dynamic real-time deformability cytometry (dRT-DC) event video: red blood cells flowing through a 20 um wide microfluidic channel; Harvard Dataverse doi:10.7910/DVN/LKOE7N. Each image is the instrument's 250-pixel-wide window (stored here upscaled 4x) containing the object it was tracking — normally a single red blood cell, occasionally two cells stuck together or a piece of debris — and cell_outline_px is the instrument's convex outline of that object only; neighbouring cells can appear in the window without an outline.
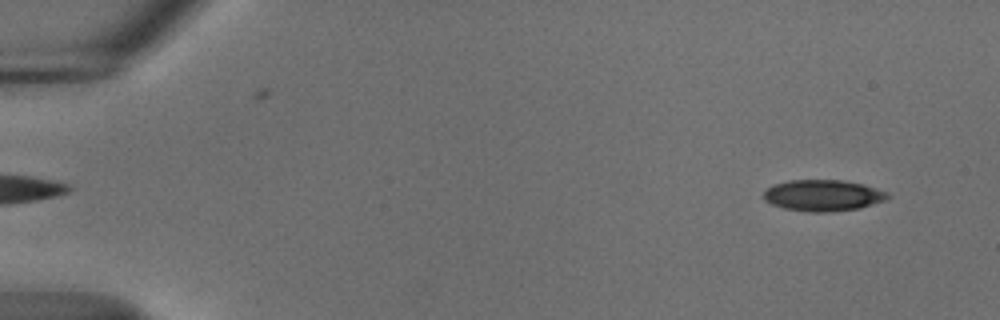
{"species": "common noctule bat (a hibernating species)", "species_latin": "Nyctalus noctula", "temperature_condition": "cold", "stored_images_in_passage": 55, "camera_frame_rate_fps": 3000, "um_per_image_px": 0.085, "animal": {"sex": "male", "body_mass_g": 18.8}, "frame": {"image": 1, "passage_image": 4, "time_ms": 1.0, "image_size_px": [1000, 320], "cell_outline_px": [[888, 200], [860, 208], [832, 212], [808, 212], [784, 208], [772, 204], [764, 200], [764, 192], [772, 184], [788, 180], [844, 180], [864, 184], [888, 192]], "centroid_in_image_um": [69.97, 16.61], "position_along_channel_um": 15.0, "area_um2": 22.83}}
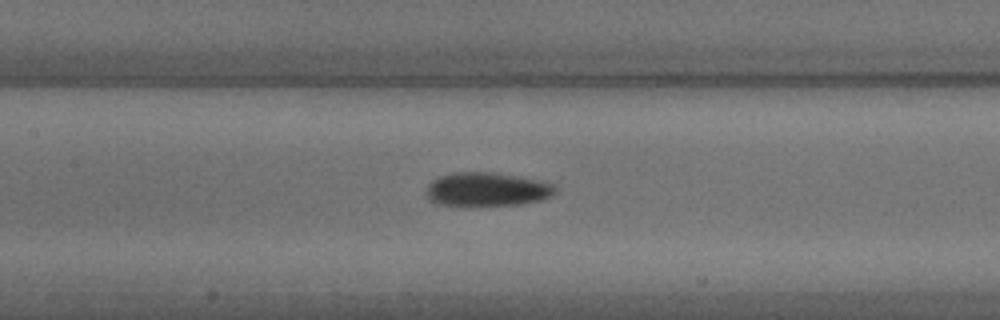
{"frame": {"image": 2, "passage_image": 26, "time_ms": 8.333, "image_size_px": [1000, 320], "cell_outline_px": [[556, 192], [552, 196], [544, 200], [520, 204], [476, 208], [436, 204], [428, 200], [428, 184], [432, 180], [440, 176], [456, 172], [492, 172], [520, 176], [544, 180], [556, 184]], "centroid_in_image_um": [41.45, 16.13], "position_along_channel_um": 166.0, "area_um2": 26.53}}
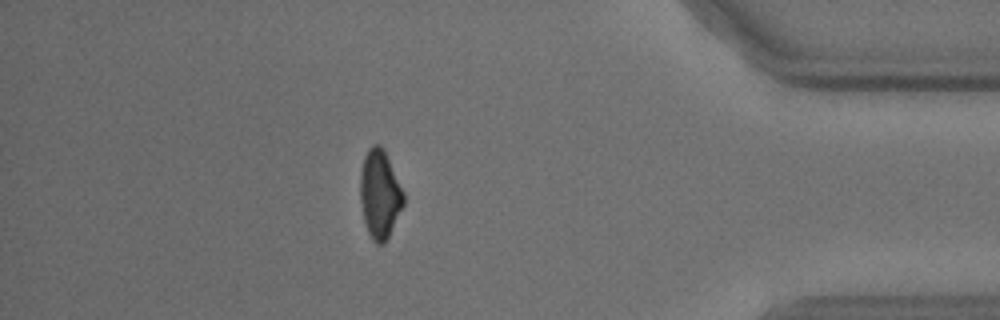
{"frame": {"image": 3, "passage_image": 48, "time_ms": 15.667, "image_size_px": [1000, 320], "cell_outline_px": [[404, 204], [384, 244], [376, 244], [372, 240], [368, 232], [364, 220], [360, 200], [360, 172], [364, 156], [368, 148], [372, 144], [380, 144], [384, 148], [404, 192]], "centroid_in_image_um": [32.27, 16.47], "position_along_channel_um": 402.9, "area_um2": 22.43}, "authors_computed_cell_mechanics": {"area_um2": 24.0448, "velocity_mm_per_s": 3.7059, "shape_relaxation_time_tau1_ms": 6.6574, "shape_relaxation_time_tau2_ms": null, "deformation_change_tau1": 0.1317, "deformation_change_tau2": null}}